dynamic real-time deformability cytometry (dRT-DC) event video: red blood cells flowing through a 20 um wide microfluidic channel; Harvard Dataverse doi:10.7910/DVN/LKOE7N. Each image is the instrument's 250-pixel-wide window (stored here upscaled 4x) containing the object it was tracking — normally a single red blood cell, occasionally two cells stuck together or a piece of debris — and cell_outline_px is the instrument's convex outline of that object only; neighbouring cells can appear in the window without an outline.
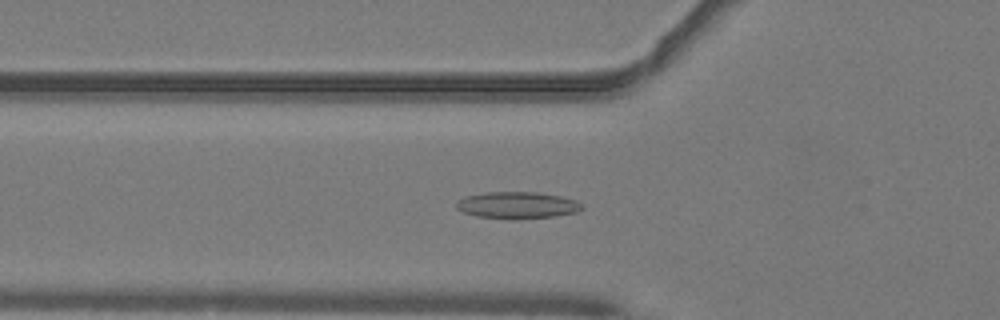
{"species": "common noctule bat (a hibernating species)", "species_latin": "Nyctalus noctula", "temperature_condition": "warm", "stored_images_in_passage": 37, "camera_frame_rate_fps": 3000, "um_per_image_px": 0.085, "animal": {"sex": "male", "body_mass_g": 19.2, "forearm_length_mm": 51.8}, "frame": {"image": 1, "passage_image": 4, "time_ms": 1.0, "image_size_px": [1000, 320], "cell_outline_px": [[584, 208], [576, 212], [556, 216], [476, 216], [464, 212], [456, 208], [456, 200], [464, 196], [488, 192], [536, 192], [560, 196], [576, 200]], "centroid_in_image_um": [43.95, 17.38], "position_along_channel_um": 81.8, "area_um2": 18.61}}
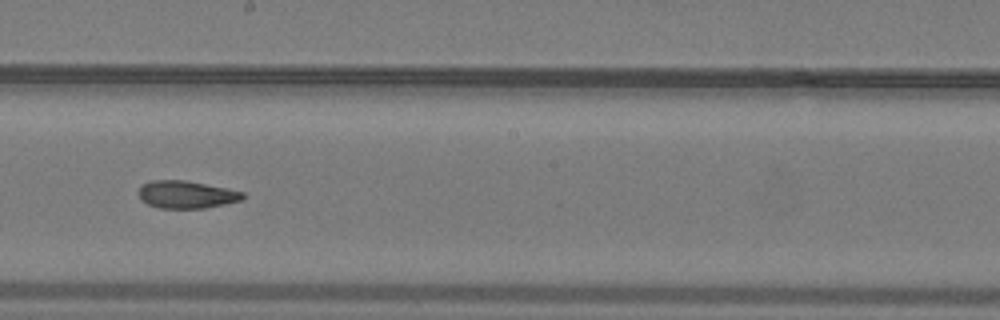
{"frame": {"image": 2, "passage_image": 15, "time_ms": 4.667, "image_size_px": [1000, 320], "cell_outline_px": [[244, 200], [204, 208], [160, 208], [148, 204], [140, 200], [140, 184], [152, 180], [184, 180], [228, 188], [244, 192]], "centroid_in_image_um": [15.86, 16.53], "position_along_channel_um": 232.3, "area_um2": 16.76}}
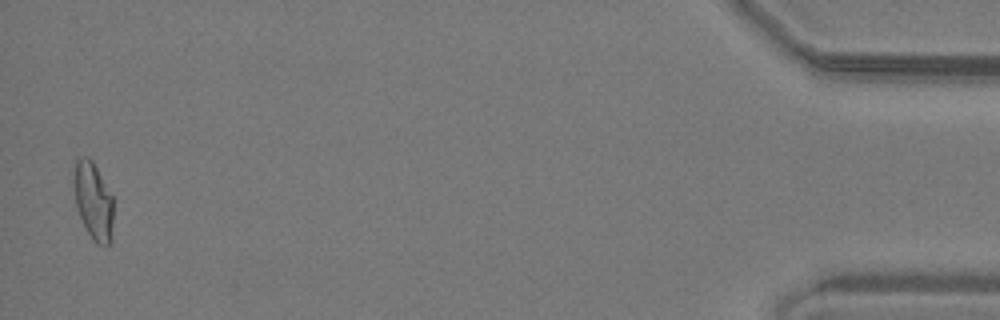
{"frame": {"image": 3, "passage_image": 36, "time_ms": 11.667, "image_size_px": [1000, 320], "cell_outline_px": [[112, 240], [108, 248], [96, 244], [92, 240], [76, 208], [72, 184], [72, 176], [76, 160], [80, 156], [88, 156], [92, 160], [112, 196]], "centroid_in_image_um": [7.9, 17.09], "position_along_channel_um": 427.3, "area_um2": 18.21}, "authors_computed_cell_mechanics": {"area_um2": 17.4556, "velocity_mm_per_s": 4.0761, "shape_relaxation_time_tau1_ms": 7.5224, "shape_relaxation_time_tau2_ms": 3.6372, "deformation_change_tau1": 0.1878, "deformation_change_tau2": 0.0868}}